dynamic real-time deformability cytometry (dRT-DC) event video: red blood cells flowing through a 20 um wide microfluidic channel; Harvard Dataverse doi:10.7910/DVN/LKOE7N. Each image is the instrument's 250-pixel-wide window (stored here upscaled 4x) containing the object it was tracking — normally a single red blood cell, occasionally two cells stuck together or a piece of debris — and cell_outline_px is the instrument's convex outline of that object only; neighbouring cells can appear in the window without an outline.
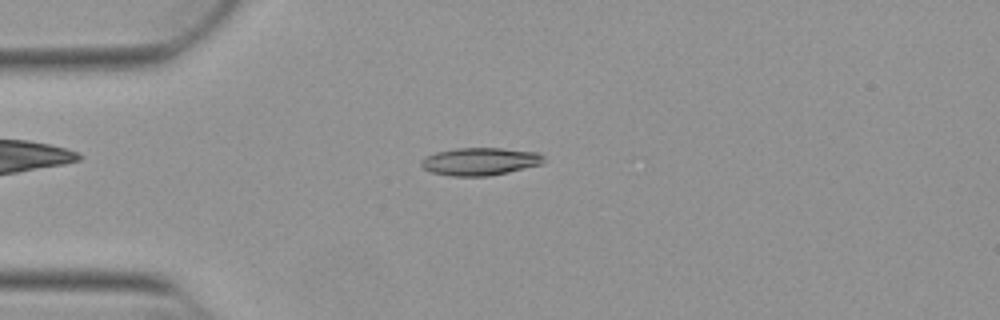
{"species": "Egyptian fruit bat (a non-hibernating species)", "species_latin": "Rousettus aegyptiacus", "temperature_condition": "warm", "stored_images_in_passage": 15, "camera_frame_rate_fps": 3000, "um_per_image_px": 0.085, "animal": {"sex": "female"}, "frame": {"image": 1, "passage_image": 11, "time_ms": 3.333, "image_size_px": [1000, 320], "cell_outline_px": [[544, 164], [508, 172], [488, 176], [448, 176], [432, 172], [424, 168], [420, 164], [420, 160], [424, 156], [436, 152], [456, 148], [500, 148], [540, 152], [544, 156]], "centroid_in_image_um": [40.81, 13.72], "position_along_channel_um": 44.2, "area_um2": 20.0}}
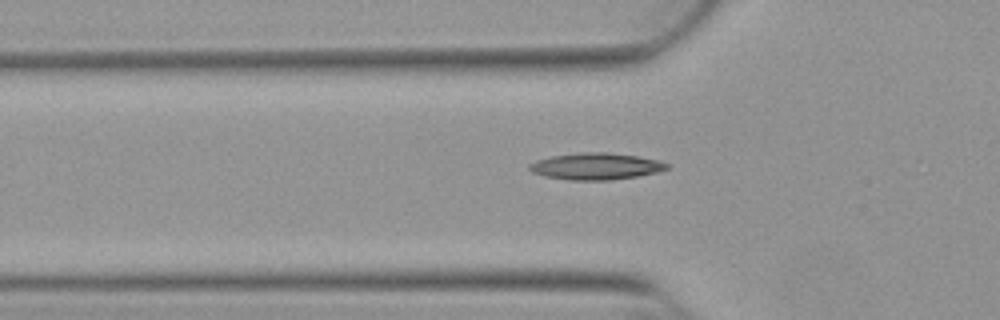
{"frame": {"image": 2, "passage_image": 15, "time_ms": 4.667, "image_size_px": [1000, 320], "cell_outline_px": [[668, 168], [656, 172], [636, 176], [608, 180], [572, 180], [544, 176], [532, 172], [528, 168], [528, 164], [536, 160], [552, 156], [580, 152], [608, 152], [636, 156], [660, 160], [668, 164]], "centroid_in_image_um": [50.62, 14.13], "position_along_channel_um": 75.2, "area_um2": 21.27}}